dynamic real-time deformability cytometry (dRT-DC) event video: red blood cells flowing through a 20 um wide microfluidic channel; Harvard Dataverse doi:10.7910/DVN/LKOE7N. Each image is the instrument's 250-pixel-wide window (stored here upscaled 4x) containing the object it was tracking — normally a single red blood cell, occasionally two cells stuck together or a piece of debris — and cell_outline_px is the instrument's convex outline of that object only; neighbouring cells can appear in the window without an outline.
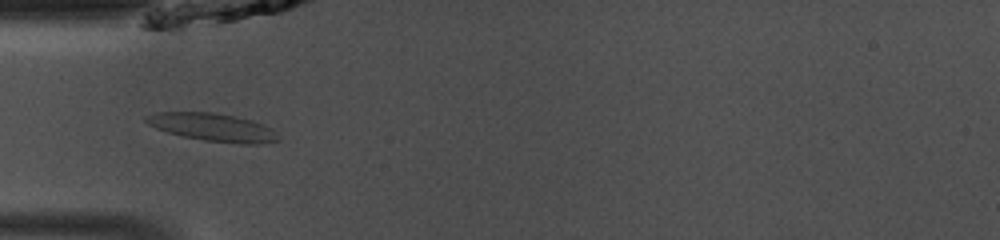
{"species": "common noctule bat (a hibernating species)", "species_latin": "Nyctalus noctula", "temperature_condition": "room temperature", "stored_images_in_passage": 46, "camera_frame_rate_fps": 3000, "um_per_image_px": 0.085, "animal": {"sex": "male", "body_mass_g": 13.0, "forearm_length_mm": 53.1}, "frame": {"image": 1, "passage_image": 13, "time_ms": 4.0, "image_size_px": [1000, 240], "cell_outline_px": [[280, 140], [260, 144], [240, 144], [204, 140], [184, 136], [168, 132], [156, 128], [148, 124], [144, 120], [144, 116], [160, 112], [212, 112], [252, 120], [264, 124], [272, 128], [280, 136]], "centroid_in_image_um": [18.13, 10.82], "position_along_channel_um": 66.9, "area_um2": 21.5}}
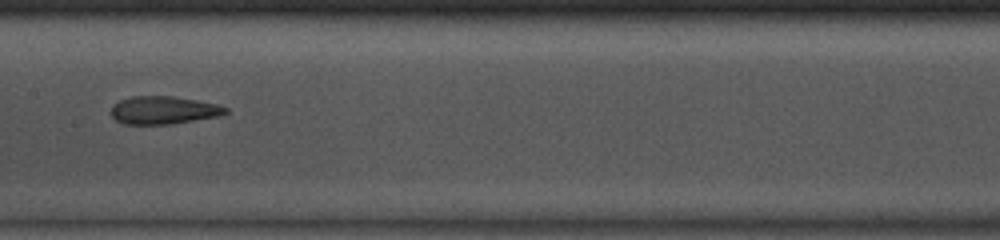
{"frame": {"image": 2, "passage_image": 22, "time_ms": 7.0, "image_size_px": [1000, 240], "cell_outline_px": [[228, 112], [220, 116], [172, 124], [124, 124], [116, 120], [112, 116], [112, 104], [120, 100], [132, 96], [172, 96], [196, 100], [216, 104], [228, 108]], "centroid_in_image_um": [13.9, 9.37], "position_along_channel_um": 193.5, "area_um2": 18.61}}
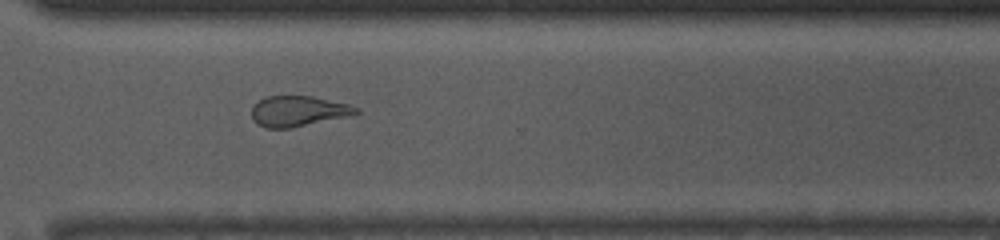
{"frame": {"image": 3, "passage_image": 33, "time_ms": 10.667, "image_size_px": [1000, 240], "cell_outline_px": [[360, 112], [352, 116], [288, 128], [268, 128], [256, 124], [252, 120], [252, 104], [268, 96], [312, 96], [348, 104], [360, 108]], "centroid_in_image_um": [25.36, 9.45], "position_along_channel_um": 345.2, "area_um2": 18.67}, "authors_computed_cell_mechanics": {"area_um2": 20.4901, "velocity_mm_per_s": 4.1549, "shape_relaxation_time_tau1_ms": 7.0358, "shape_relaxation_time_tau2_ms": 1.8295, "deformation_change_tau1": 0.1825, "deformation_change_tau2": 0.1035}}